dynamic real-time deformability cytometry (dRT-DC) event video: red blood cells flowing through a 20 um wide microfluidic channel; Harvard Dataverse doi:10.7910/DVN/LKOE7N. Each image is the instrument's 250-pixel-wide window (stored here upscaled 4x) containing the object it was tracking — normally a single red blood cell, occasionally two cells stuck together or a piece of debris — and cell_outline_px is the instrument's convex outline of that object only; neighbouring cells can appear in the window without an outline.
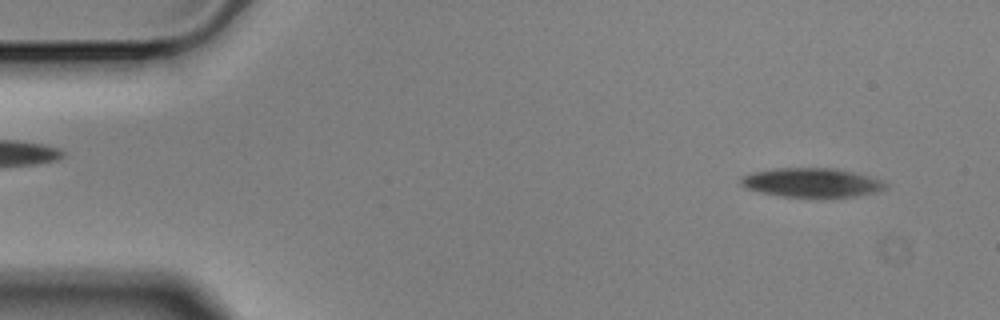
{"species": "Egyptian fruit bat (a non-hibernating species)", "species_latin": "Rousettus aegyptiacus", "temperature_condition": "cold", "stored_images_in_passage": 52, "camera_frame_rate_fps": 3000, "um_per_image_px": 0.085, "animal": {"sex": "male"}, "frame": {"image": 1, "passage_image": 3, "time_ms": 0.667, "image_size_px": [1000, 320], "cell_outline_px": [[888, 188], [876, 192], [856, 196], [784, 196], [760, 192], [744, 188], [740, 184], [740, 176], [752, 172], [772, 168], [836, 168], [856, 172], [872, 176], [884, 180], [888, 184]], "centroid_in_image_um": [69.02, 15.49], "position_along_channel_um": 16.0, "area_um2": 24.74}}
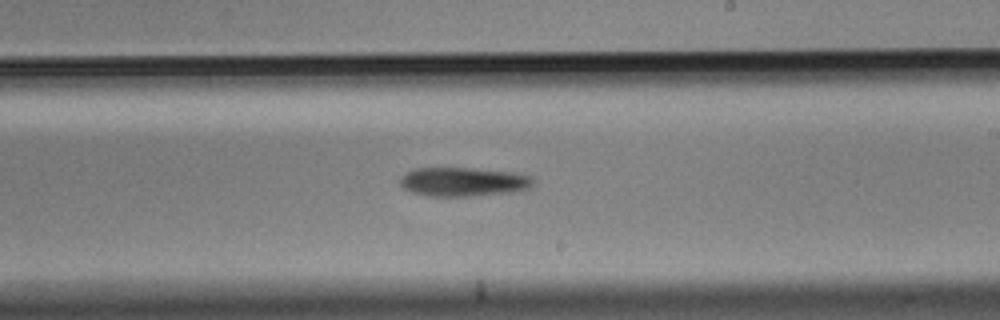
{"frame": {"image": 2, "passage_image": 31, "time_ms": 10.0, "image_size_px": [1000, 320], "cell_outline_px": [[536, 184], [532, 188], [516, 192], [468, 196], [428, 196], [412, 192], [404, 188], [400, 184], [400, 176], [416, 168], [464, 168], [512, 172], [532, 176], [536, 180]], "centroid_in_image_um": [39.46, 15.46], "position_along_channel_um": 249.5, "area_um2": 22.66}}
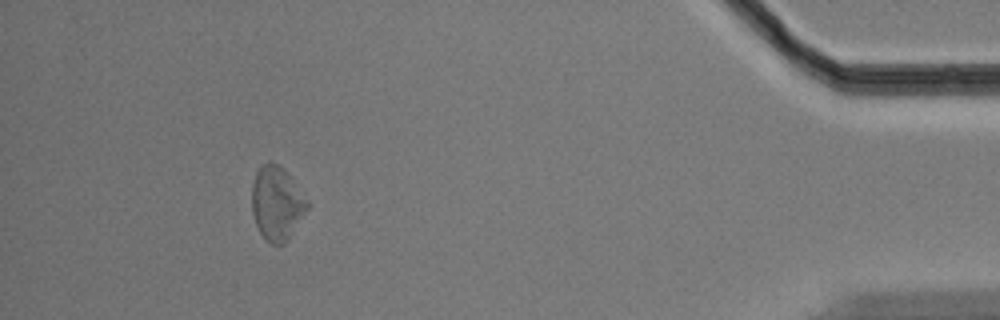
{"frame": {"image": 3, "passage_image": 50, "time_ms": 16.333, "image_size_px": [1000, 320], "cell_outline_px": [[312, 204], [288, 240], [284, 244], [272, 244], [260, 232], [256, 224], [252, 212], [252, 184], [256, 172], [268, 160], [284, 168]], "centroid_in_image_um": [23.57, 17.27], "position_along_channel_um": 411.6, "area_um2": 24.04}}